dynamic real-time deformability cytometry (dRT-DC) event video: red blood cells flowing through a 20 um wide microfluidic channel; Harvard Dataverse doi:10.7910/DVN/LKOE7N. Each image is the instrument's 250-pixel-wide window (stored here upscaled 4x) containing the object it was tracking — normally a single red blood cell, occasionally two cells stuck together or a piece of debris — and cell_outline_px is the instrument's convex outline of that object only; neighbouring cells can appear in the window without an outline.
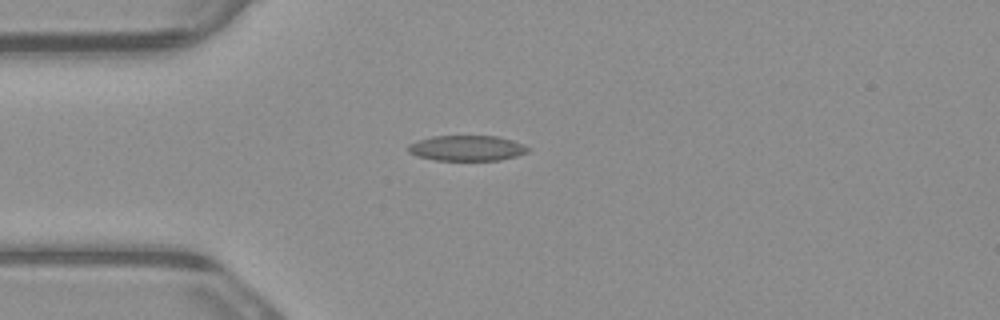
{"species": "common noctule bat (a hibernating species)", "species_latin": "Nyctalus noctula", "temperature_condition": "warm", "stored_images_in_passage": 1, "camera_frame_rate_fps": 3000, "um_per_image_px": 0.085, "animal": {"sex": "male", "body_mass_g": 23.1, "forearm_length_mm": 52.7}, "frame": {"image": 1, "passage_image": 1, "time_ms": 0.0, "image_size_px": [1000, 320], "cell_outline_px": [[528, 152], [516, 156], [500, 160], [436, 160], [416, 156], [408, 152], [408, 144], [432, 136], [496, 136], [512, 140], [524, 144], [528, 148]], "centroid_in_image_um": [39.68, 12.59], "position_along_channel_um": 45.3, "area_um2": 17.69}}